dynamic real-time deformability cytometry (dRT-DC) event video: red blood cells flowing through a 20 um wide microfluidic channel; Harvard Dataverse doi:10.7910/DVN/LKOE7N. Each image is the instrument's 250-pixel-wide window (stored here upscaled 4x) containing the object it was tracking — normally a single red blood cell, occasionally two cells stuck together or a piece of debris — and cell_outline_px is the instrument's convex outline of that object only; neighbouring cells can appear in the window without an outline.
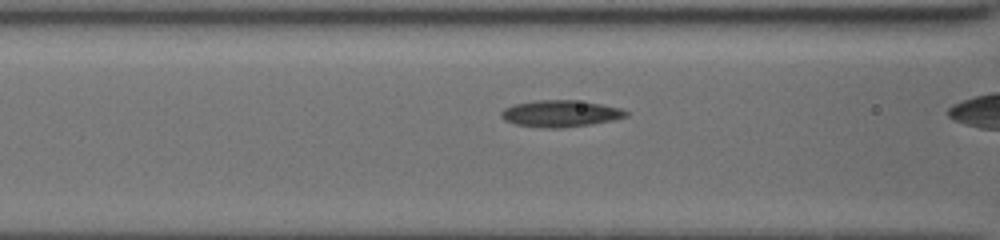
{"species": "common noctule bat (a hibernating species)", "species_latin": "Nyctalus noctula", "temperature_condition": "cold", "stored_images_in_passage": 32, "camera_frame_rate_fps": 3000, "um_per_image_px": 0.085, "animal": {"sex": "female", "body_mass_g": 19.5, "forearm_length_mm": 54.1}, "frame": {"image": 1, "passage_image": 13, "time_ms": 4.333, "image_size_px": [1000, 240], "cell_outline_px": [[628, 116], [612, 120], [592, 124], [560, 128], [540, 128], [516, 124], [504, 120], [500, 116], [500, 112], [504, 108], [512, 104], [536, 100], [576, 100], [600, 104], [620, 108], [628, 112]], "centroid_in_image_um": [47.59, 9.65], "position_along_channel_um": 119.0, "area_um2": 19.48}}
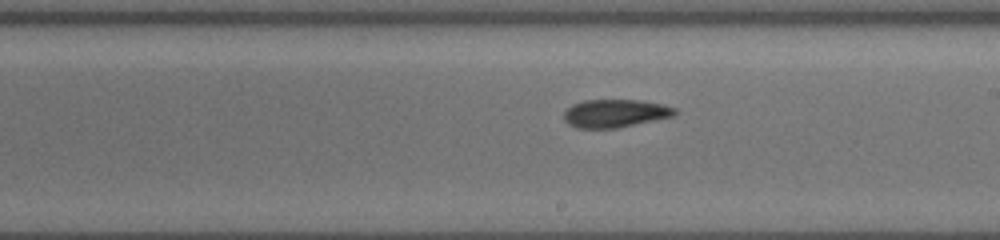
{"frame": {"image": 2, "passage_image": 22, "time_ms": 7.333, "image_size_px": [1000, 240], "cell_outline_px": [[676, 116], [616, 128], [576, 128], [568, 124], [564, 120], [564, 112], [572, 104], [584, 100], [640, 100], [664, 104], [676, 108]], "centroid_in_image_um": [52.3, 9.63], "position_along_channel_um": 236.7, "area_um2": 18.26}}
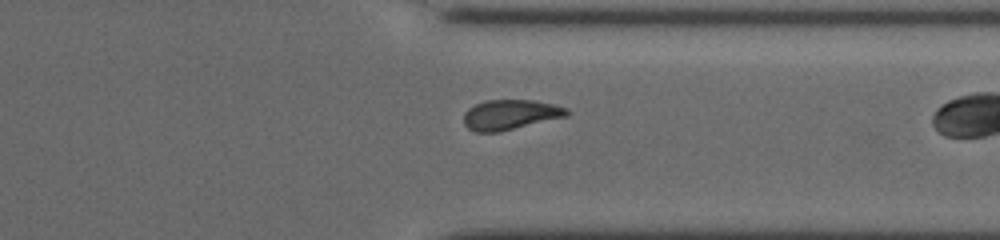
{"frame": {"image": 3, "passage_image": 31, "time_ms": 10.667, "image_size_px": [1000, 240], "cell_outline_px": [[568, 116], [500, 132], [476, 132], [468, 128], [464, 124], [464, 112], [468, 108], [484, 100], [536, 100], [568, 108]], "centroid_in_image_um": [43.37, 9.75], "position_along_channel_um": 368.0, "area_um2": 18.15}}